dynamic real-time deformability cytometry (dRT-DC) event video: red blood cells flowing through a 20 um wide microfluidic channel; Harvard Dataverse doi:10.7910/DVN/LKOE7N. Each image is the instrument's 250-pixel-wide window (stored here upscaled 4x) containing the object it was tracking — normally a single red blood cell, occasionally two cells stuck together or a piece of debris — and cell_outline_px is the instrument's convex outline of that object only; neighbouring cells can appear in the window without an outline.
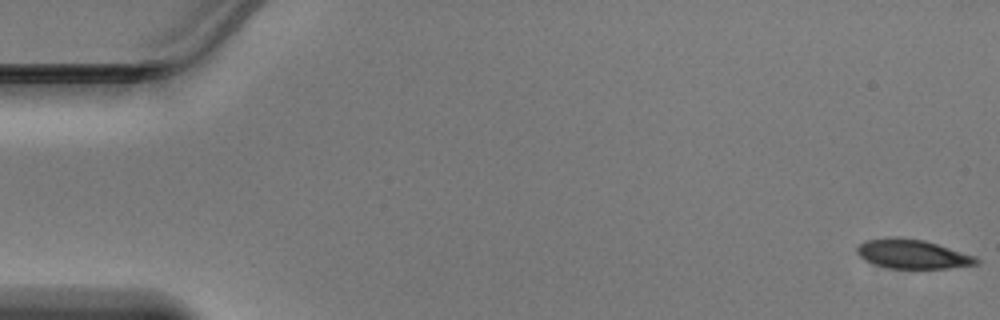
{"species": "Egyptian fruit bat (a non-hibernating species)", "species_latin": "Rousettus aegyptiacus", "temperature_condition": "warm", "stored_images_in_passage": 48, "camera_frame_rate_fps": 3000, "um_per_image_px": 0.085, "animal": {"sex": "male"}, "frame": {"image": 1, "passage_image": 1, "time_ms": 0.0, "image_size_px": [1000, 320], "cell_outline_px": [[980, 264], [948, 268], [888, 268], [864, 260], [856, 252], [856, 248], [864, 240], [888, 236], [900, 236], [924, 240], [976, 256], [980, 260]], "centroid_in_image_um": [77.55, 21.57], "position_along_channel_um": 7.5, "area_um2": 20.52}}
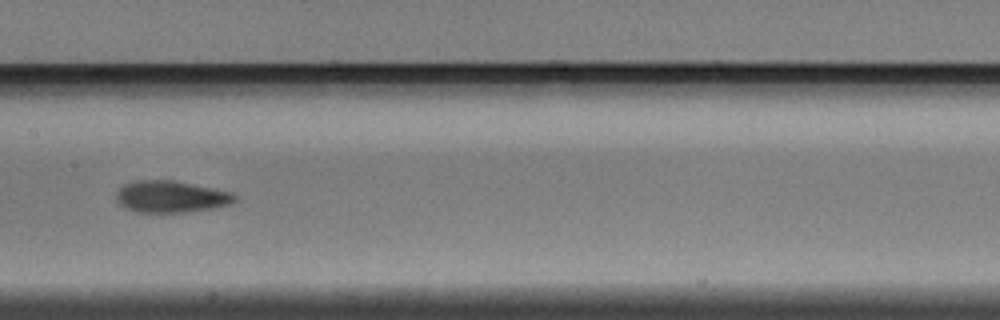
{"frame": {"image": 2, "passage_image": 24, "time_ms": 7.667, "image_size_px": [1000, 320], "cell_outline_px": [[236, 200], [232, 204], [216, 208], [188, 212], [136, 212], [124, 208], [116, 200], [116, 192], [124, 184], [136, 180], [172, 180], [232, 192], [236, 196]], "centroid_in_image_um": [14.53, 16.72], "position_along_channel_um": 192.9, "area_um2": 22.08}}
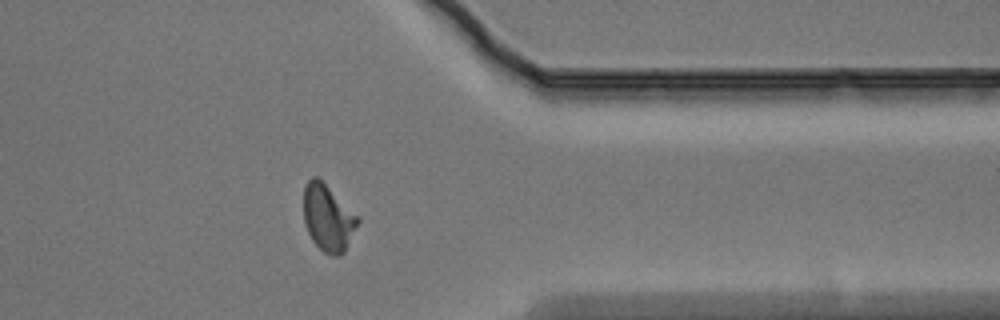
{"frame": {"image": 3, "passage_image": 38, "time_ms": 12.333, "image_size_px": [1000, 320], "cell_outline_px": [[360, 220], [344, 252], [340, 256], [332, 256], [324, 252], [312, 240], [304, 224], [304, 184], [312, 176], [316, 176], [360, 216]], "centroid_in_image_um": [27.88, 18.52], "position_along_channel_um": 383.5, "area_um2": 21.04}}